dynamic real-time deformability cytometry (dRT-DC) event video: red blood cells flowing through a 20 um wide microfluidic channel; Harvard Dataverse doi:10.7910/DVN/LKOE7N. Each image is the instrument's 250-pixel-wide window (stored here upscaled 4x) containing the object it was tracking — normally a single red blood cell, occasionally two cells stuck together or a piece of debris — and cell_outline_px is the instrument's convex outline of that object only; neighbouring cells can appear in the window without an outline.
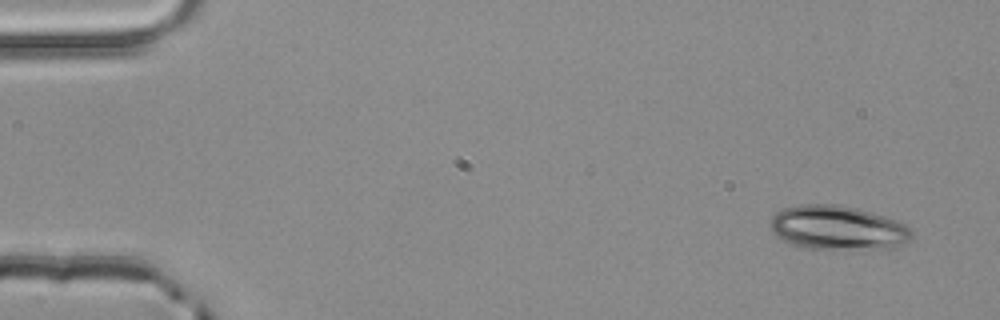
{"species": "common noctule bat (a hibernating species)", "species_latin": "Nyctalus noctula", "temperature_condition": "room temperature", "stored_images_in_passage": 4, "camera_frame_rate_fps": 3000, "um_per_image_px": 0.085, "animal": {"sex": "male", "body_mass_g": 20.4}, "frame": {"image": 1, "passage_image": 1, "time_ms": 0.0, "image_size_px": [1000, 320], "cell_outline_px": [[912, 236], [904, 244], [880, 252], [832, 252], [804, 248], [792, 244], [776, 236], [772, 232], [768, 224], [768, 220], [776, 212], [784, 208], [796, 204], [840, 204], [872, 212], [896, 220], [912, 228]], "centroid_in_image_um": [71.23, 19.43], "position_along_channel_um": 13.8, "area_um2": 38.49}}
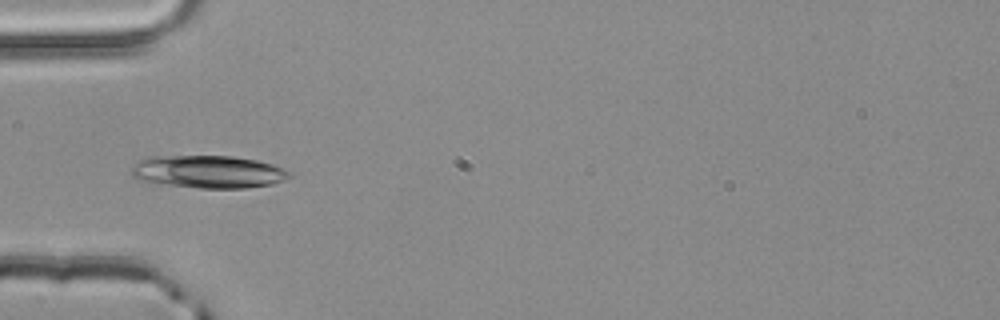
{"frame": {"image": 2, "passage_image": 4, "time_ms": 1.0, "image_size_px": [1000, 320], "cell_outline_px": [[292, 176], [284, 180], [272, 184], [244, 188], [200, 188], [156, 184], [136, 180], [132, 176], [132, 164], [140, 160], [152, 156], [232, 156], [256, 160], [272, 164], [284, 168]], "centroid_in_image_um": [17.65, 14.61], "position_along_channel_um": 67.3, "area_um2": 30.35}}